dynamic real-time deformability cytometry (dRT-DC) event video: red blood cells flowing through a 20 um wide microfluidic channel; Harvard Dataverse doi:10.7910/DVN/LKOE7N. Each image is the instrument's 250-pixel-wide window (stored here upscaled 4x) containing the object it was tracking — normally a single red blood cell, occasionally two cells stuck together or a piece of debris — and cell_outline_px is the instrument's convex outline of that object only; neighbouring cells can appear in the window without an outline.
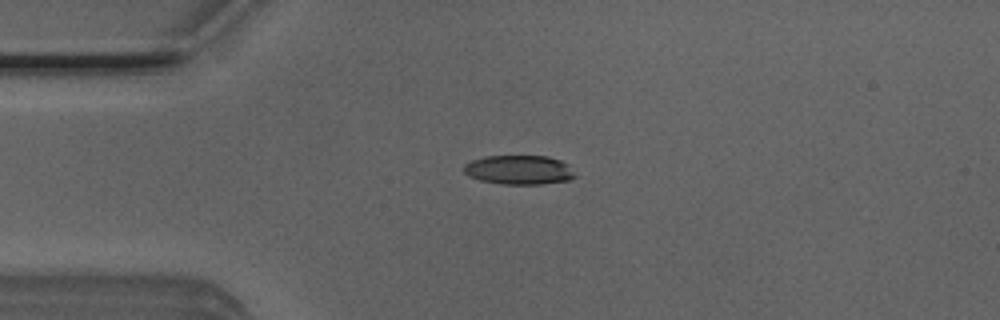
{"species": "Egyptian fruit bat (a non-hibernating species)", "species_latin": "Rousettus aegyptiacus", "temperature_condition": "room temperature", "stored_images_in_passage": 42, "camera_frame_rate_fps": 3000, "um_per_image_px": 0.085, "animal": {"sex": "male"}, "frame": {"image": 1, "passage_image": 3, "time_ms": 0.667, "image_size_px": [1000, 320], "cell_outline_px": [[576, 176], [568, 180], [540, 184], [500, 184], [480, 180], [468, 176], [464, 172], [464, 164], [472, 160], [488, 156], [548, 156], [560, 160]], "centroid_in_image_um": [44.06, 14.44], "position_along_channel_um": 40.9, "area_um2": 18.67}}
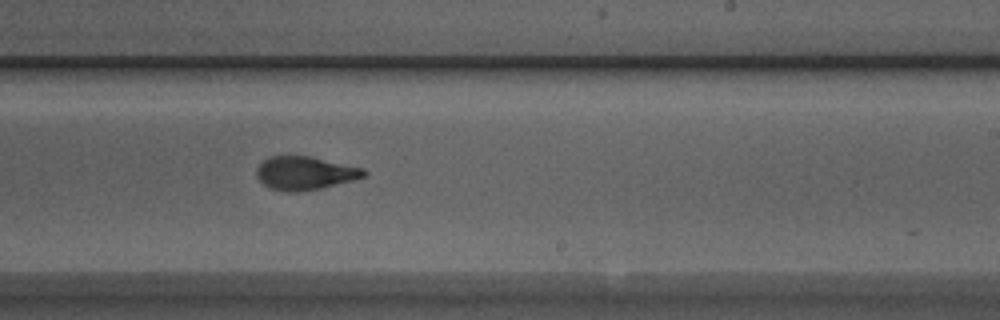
{"frame": {"image": 2, "passage_image": 22, "time_ms": 7.0, "image_size_px": [1000, 320], "cell_outline_px": [[368, 172], [364, 176], [352, 180], [320, 188], [300, 192], [284, 192], [268, 188], [256, 176], [256, 168], [268, 156], [308, 156], [364, 168]], "centroid_in_image_um": [25.88, 14.72], "position_along_channel_um": 263.1, "area_um2": 20.81}}
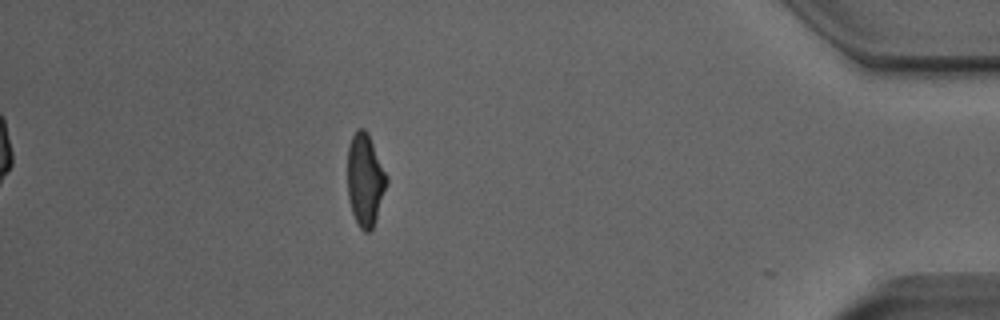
{"frame": {"image": 3, "passage_image": 37, "time_ms": 12.0, "image_size_px": [1000, 320], "cell_outline_px": [[388, 180], [372, 228], [368, 232], [364, 232], [360, 228], [352, 212], [348, 196], [348, 148], [352, 136], [356, 128], [364, 128], [368, 132], [388, 176]], "centroid_in_image_um": [31.03, 15.23], "position_along_channel_um": 404.2, "area_um2": 20.87}, "authors_computed_cell_mechanics": {"area_um2": 20.8658, "velocity_mm_per_s": 3.865, "shape_relaxation_time_tau1_ms": 4.754, "shape_relaxation_time_tau2_ms": 1.3288, "deformation_change_tau1": 0.18, "deformation_change_tau2": 0.0816}}